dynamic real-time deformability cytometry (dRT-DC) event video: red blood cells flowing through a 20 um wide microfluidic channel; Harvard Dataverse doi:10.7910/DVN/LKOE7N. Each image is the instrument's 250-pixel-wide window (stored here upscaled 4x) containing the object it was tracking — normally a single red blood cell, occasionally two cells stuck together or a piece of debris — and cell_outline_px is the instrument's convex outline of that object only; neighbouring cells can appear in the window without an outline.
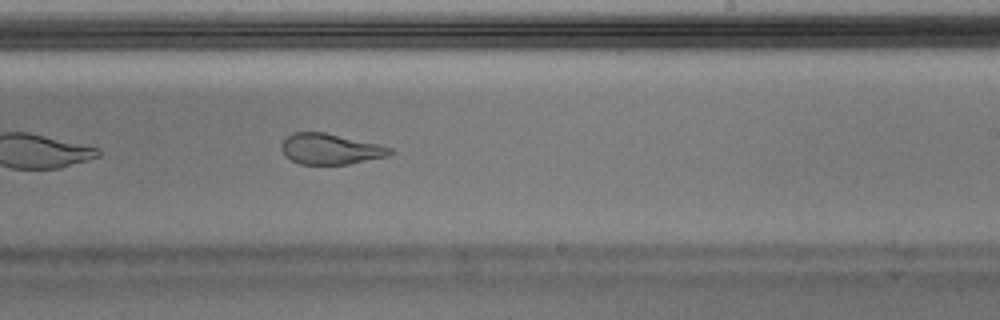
{"species": "Egyptian fruit bat (a non-hibernating species)", "species_latin": "Rousettus aegyptiacus", "temperature_condition": "warm", "stored_images_in_passage": 26, "camera_frame_rate_fps": 3000, "um_per_image_px": 0.085, "animal": {"sex": "male"}, "frame": {"image": 1, "passage_image": 15, "time_ms": 4.667, "image_size_px": [1000, 320], "cell_outline_px": [[392, 152], [388, 156], [348, 164], [300, 164], [284, 156], [280, 144], [292, 132], [324, 132], [380, 144], [392, 148]], "centroid_in_image_um": [28.07, 12.66], "position_along_channel_um": 260.9, "area_um2": 19.42}}